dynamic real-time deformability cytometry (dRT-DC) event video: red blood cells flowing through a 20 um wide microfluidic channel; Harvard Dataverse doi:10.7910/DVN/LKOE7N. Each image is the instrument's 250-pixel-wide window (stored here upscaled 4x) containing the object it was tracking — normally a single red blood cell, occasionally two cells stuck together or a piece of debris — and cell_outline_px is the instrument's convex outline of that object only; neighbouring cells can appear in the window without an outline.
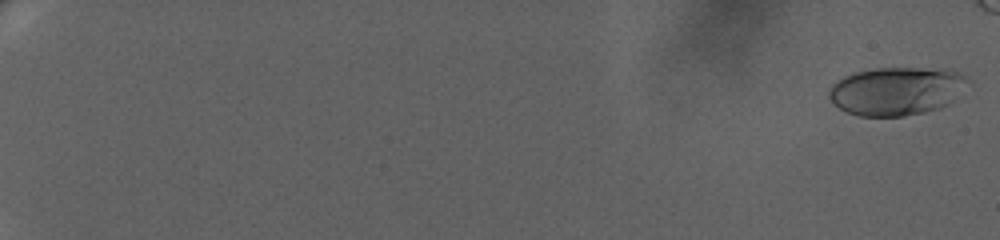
{"species": "human", "species_latin": "Homo sapiens", "temperature_condition": "warm", "stored_images_in_passage": 69, "camera_frame_rate_fps": 3000, "um_per_image_px": 0.085, "donor": {"sex": "female"}, "frame": {"image": 1, "passage_image": 2, "time_ms": 0.333, "image_size_px": [1000, 240], "cell_outline_px": [[972, 84], [948, 104], [940, 108], [924, 112], [904, 116], [860, 116], [848, 112], [832, 104], [828, 96], [828, 92], [832, 84], [836, 80], [852, 72], [876, 68], [948, 68], [960, 72], [972, 80]], "centroid_in_image_um": [76.26, 7.71], "position_along_channel_um": 8.7, "area_um2": 39.88}}
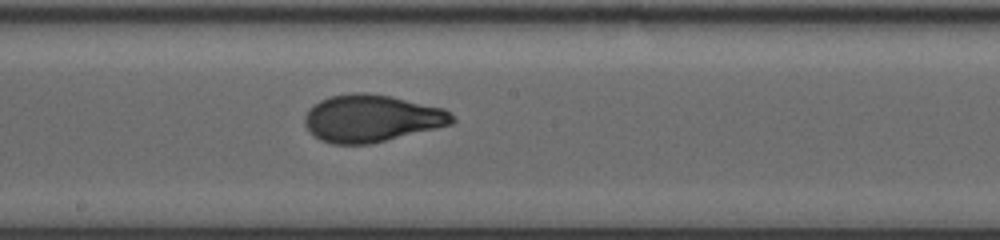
{"frame": {"image": 2, "passage_image": 44, "time_ms": 14.333, "image_size_px": [1000, 240], "cell_outline_px": [[456, 120], [452, 124], [436, 128], [368, 144], [332, 144], [320, 140], [304, 124], [304, 116], [308, 108], [320, 100], [332, 96], [352, 92], [364, 92], [392, 96], [444, 108]], "centroid_in_image_um": [31.56, 10.04], "position_along_channel_um": 216.6, "area_um2": 40.4}}
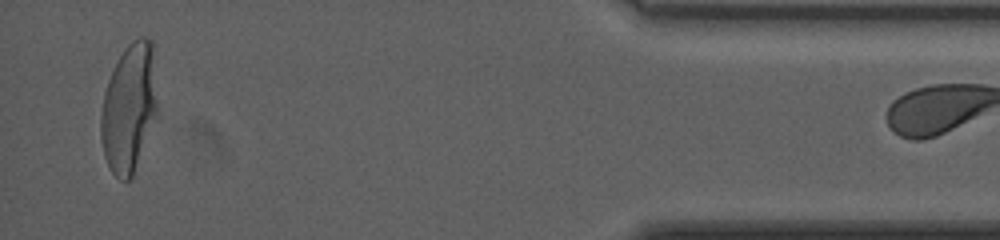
{"frame": {"image": 3, "passage_image": 68, "time_ms": 22.333, "image_size_px": [1000, 240], "cell_outline_px": [[160, 116], [132, 176], [128, 180], [120, 180], [112, 172], [104, 156], [100, 140], [100, 116], [104, 92], [108, 80], [124, 48], [132, 40], [140, 36], [144, 36], [152, 40]], "centroid_in_image_um": [11.02, 9.19], "position_along_channel_um": 424.2, "area_um2": 43.64}}